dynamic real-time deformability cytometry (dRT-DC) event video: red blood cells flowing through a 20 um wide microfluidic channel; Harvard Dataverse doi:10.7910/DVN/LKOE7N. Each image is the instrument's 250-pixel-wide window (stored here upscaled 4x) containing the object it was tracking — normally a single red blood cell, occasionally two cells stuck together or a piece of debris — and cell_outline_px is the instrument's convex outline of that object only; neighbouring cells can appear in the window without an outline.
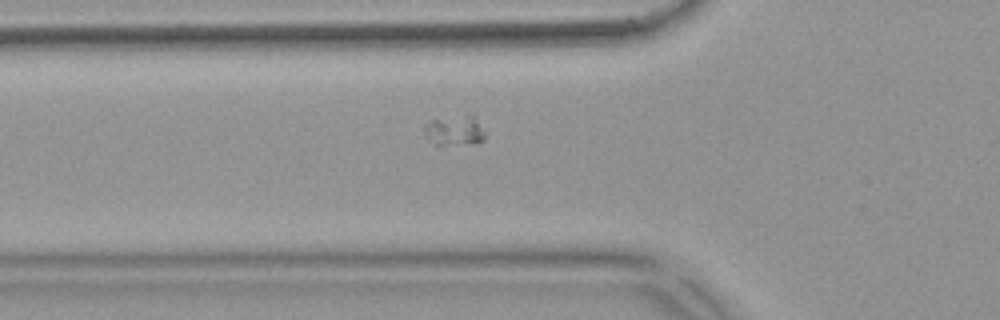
{"species": "common noctule bat (a hibernating species)", "species_latin": "Nyctalus noctula", "temperature_condition": "warm", "stored_images_in_passage": 35, "camera_frame_rate_fps": 3000, "um_per_image_px": 0.085, "animal": {"sex": "female", "body_mass_g": 18.4}, "frame": {"image": 1, "passage_image": 5, "time_ms": 1.333, "image_size_px": [1000, 320], "cell_outline_px": [[484, 140], [476, 144], [432, 144], [424, 136], [424, 124], [432, 120], [464, 116], [472, 116], [484, 132]], "centroid_in_image_um": [38.59, 11.15], "position_along_channel_um": 87.2, "area_um2": 10.29}}
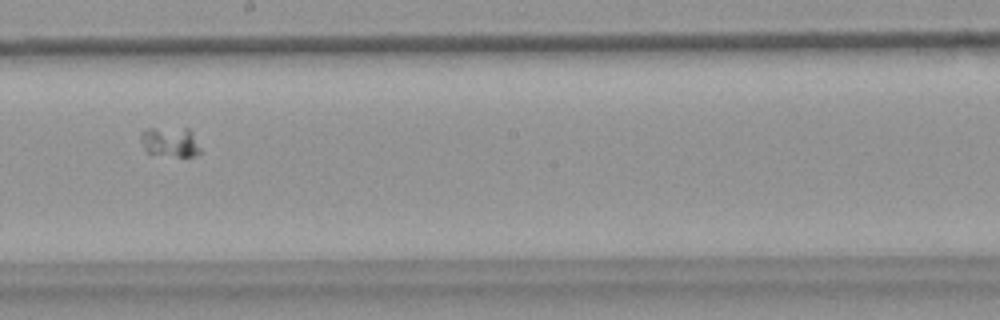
{"frame": {"image": 2, "passage_image": 17, "time_ms": 5.333, "image_size_px": [1000, 320], "cell_outline_px": [[200, 152], [192, 156], [176, 156], [148, 152], [144, 148], [140, 140], [140, 132], [148, 128], [188, 128], [192, 132], [200, 148]], "centroid_in_image_um": [14.44, 12.04], "position_along_channel_um": 233.8, "area_um2": 10.23}}
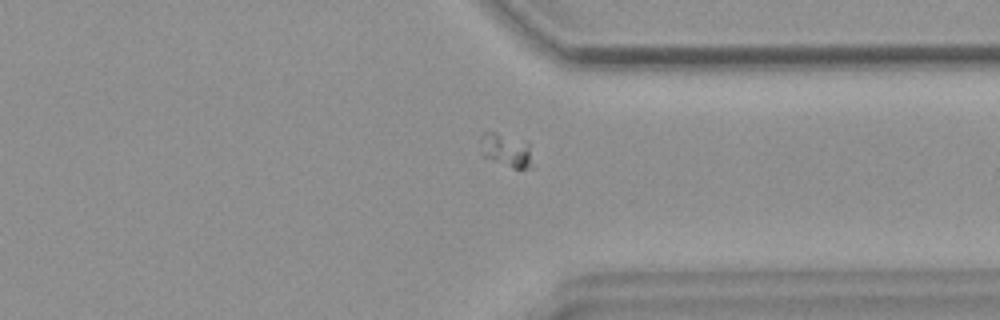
{"frame": {"image": 3, "passage_image": 28, "time_ms": 9.0, "image_size_px": [1000, 320], "cell_outline_px": [[536, 168], [512, 168], [484, 156], [480, 140], [480, 136], [484, 132], [496, 132], [528, 140]], "centroid_in_image_um": [43.13, 12.76], "position_along_channel_um": 368.3, "area_um2": 10.52}}